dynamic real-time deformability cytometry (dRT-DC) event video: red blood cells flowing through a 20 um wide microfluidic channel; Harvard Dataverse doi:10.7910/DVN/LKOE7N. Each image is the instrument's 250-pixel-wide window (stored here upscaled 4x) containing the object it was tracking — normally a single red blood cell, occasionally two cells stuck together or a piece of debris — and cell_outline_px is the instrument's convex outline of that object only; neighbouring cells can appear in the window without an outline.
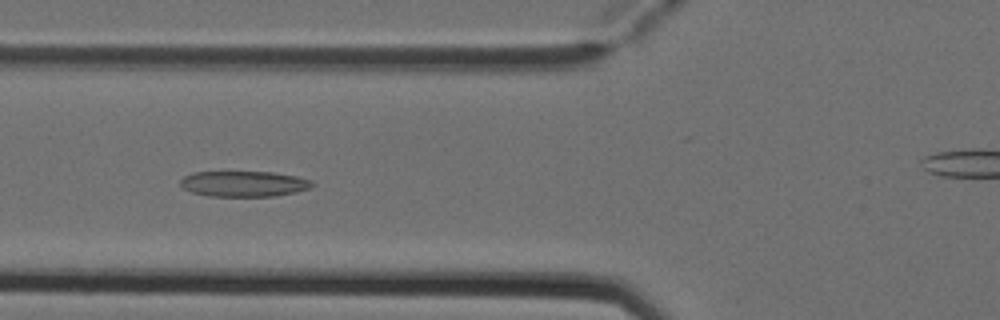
{"species": "Egyptian fruit bat (a non-hibernating species)", "species_latin": "Rousettus aegyptiacus", "temperature_condition": "cold", "stored_images_in_passage": 6, "segment_of_instrument_passage": [1, 2], "camera_frame_rate_fps": 3000, "um_per_image_px": 0.085, "animal": {"sex": "female"}, "frame": {"image": 1, "passage_image": 5, "time_ms": 1.333, "image_size_px": [1000, 320], "cell_outline_px": [[316, 184], [312, 188], [296, 192], [276, 196], [208, 196], [192, 192], [184, 188], [180, 184], [180, 180], [184, 176], [192, 172], [272, 172], [296, 176], [312, 180]], "centroid_in_image_um": [20.77, 15.62], "position_along_channel_um": 105.0, "area_um2": 19.83}}